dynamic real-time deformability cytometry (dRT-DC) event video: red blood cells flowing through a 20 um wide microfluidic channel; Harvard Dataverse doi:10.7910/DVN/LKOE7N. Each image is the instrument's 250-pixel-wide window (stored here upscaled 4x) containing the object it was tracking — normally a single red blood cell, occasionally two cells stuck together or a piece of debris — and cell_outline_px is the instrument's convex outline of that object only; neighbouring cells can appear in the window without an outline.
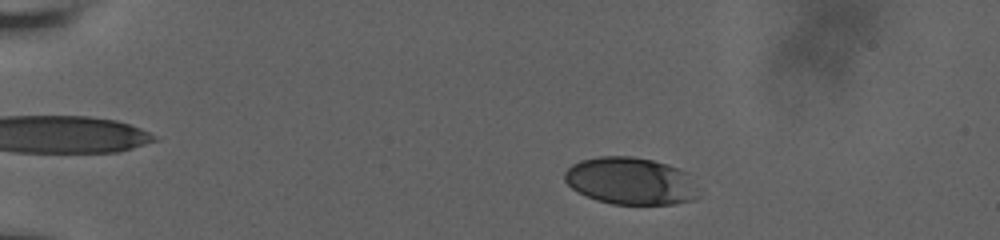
{"species": "human", "species_latin": "Homo sapiens", "temperature_condition": "room temperature", "stored_images_in_passage": 14, "camera_frame_rate_fps": 3000, "um_per_image_px": 0.085, "donor": {"sex": "male"}, "frame": {"image": 1, "passage_image": 8, "time_ms": 2.333, "image_size_px": [1000, 240], "cell_outline_px": [[692, 200], [672, 204], [612, 204], [596, 200], [572, 188], [564, 180], [564, 172], [572, 164], [580, 160], [600, 156], [632, 156], [652, 160], [668, 164], [684, 172]], "centroid_in_image_um": [53.41, 15.36], "position_along_channel_um": 31.6, "area_um2": 35.55}}